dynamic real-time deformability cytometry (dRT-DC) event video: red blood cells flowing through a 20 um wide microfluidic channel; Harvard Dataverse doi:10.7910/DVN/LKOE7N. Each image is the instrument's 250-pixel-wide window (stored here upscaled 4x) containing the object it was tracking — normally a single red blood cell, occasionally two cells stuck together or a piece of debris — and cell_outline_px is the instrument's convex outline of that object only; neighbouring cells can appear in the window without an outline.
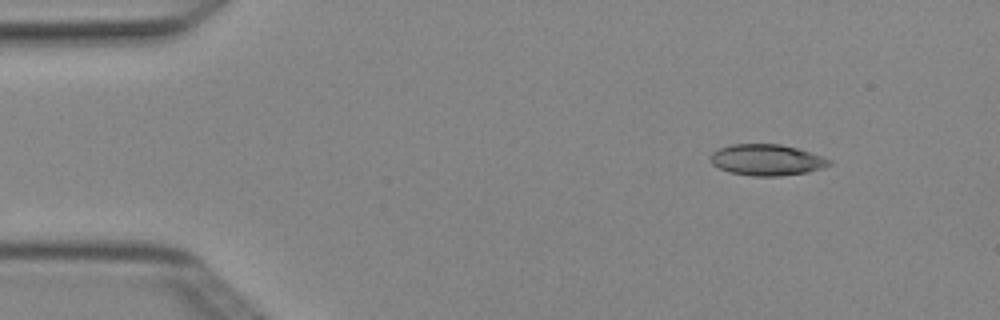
{"species": "Egyptian fruit bat (a non-hibernating species)", "species_latin": "Rousettus aegyptiacus", "temperature_condition": "cold", "stored_images_in_passage": 2, "camera_frame_rate_fps": 3000, "um_per_image_px": 0.085, "animal": {"sex": "female"}, "frame": {"image": 1, "passage_image": 2, "time_ms": 0.333, "image_size_px": [1000, 320], "cell_outline_px": [[832, 164], [824, 168], [808, 172], [780, 176], [752, 176], [728, 172], [712, 164], [712, 152], [720, 148], [732, 144], [780, 144], [796, 148], [832, 160]], "centroid_in_image_um": [65.19, 13.6], "position_along_channel_um": 19.8, "area_um2": 21.44}}